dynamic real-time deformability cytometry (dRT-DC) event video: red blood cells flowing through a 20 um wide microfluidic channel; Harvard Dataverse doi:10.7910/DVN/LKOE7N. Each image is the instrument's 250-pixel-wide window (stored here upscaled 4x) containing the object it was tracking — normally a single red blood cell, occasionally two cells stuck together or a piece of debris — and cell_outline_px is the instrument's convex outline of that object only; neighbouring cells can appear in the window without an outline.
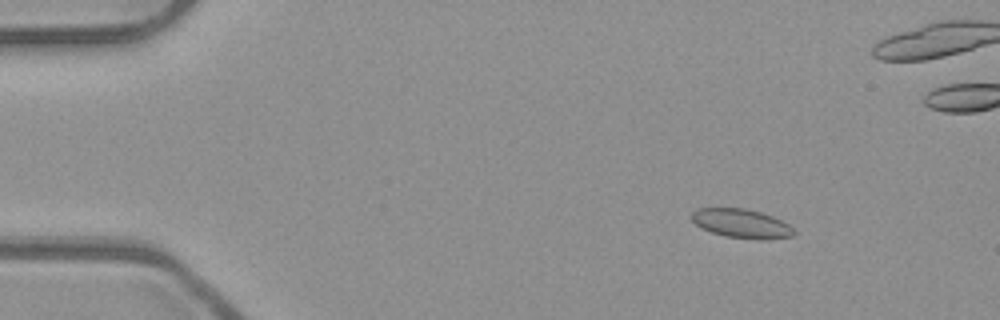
{"species": "common noctule bat (a hibernating species)", "species_latin": "Nyctalus noctula", "temperature_condition": "room temperature", "stored_images_in_passage": 55, "camera_frame_rate_fps": 3000, "um_per_image_px": 0.085, "animal": {"sex": "male", "body_mass_g": 23.1, "forearm_length_mm": 52.7}, "frame": {"image": 1, "passage_image": 8, "time_ms": 2.333, "image_size_px": [1000, 320], "cell_outline_px": [[796, 232], [792, 236], [764, 240], [724, 236], [712, 232], [696, 224], [688, 216], [696, 208], [744, 208], [760, 212], [772, 216], [788, 224]], "centroid_in_image_um": [63.0, 18.99], "position_along_channel_um": 22.0, "area_um2": 17.22}}
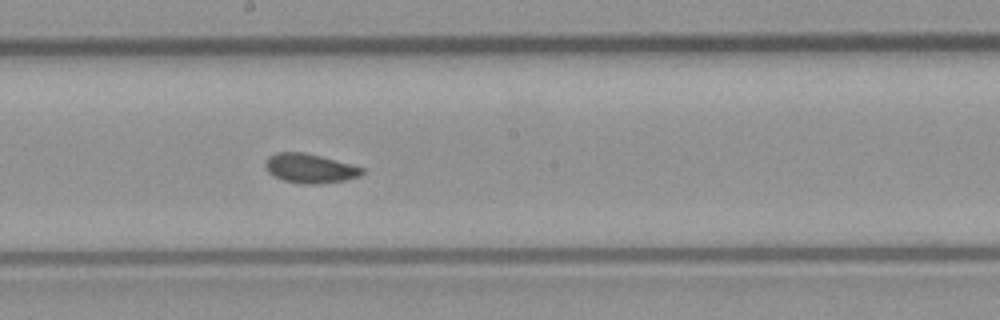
{"frame": {"image": 2, "passage_image": 30, "time_ms": 9.667, "image_size_px": [1000, 320], "cell_outline_px": [[364, 172], [360, 176], [344, 180], [316, 184], [300, 184], [284, 180], [272, 176], [264, 168], [264, 160], [268, 156], [276, 152], [304, 152], [352, 164], [364, 168]], "centroid_in_image_um": [26.29, 14.3], "position_along_channel_um": 221.9, "area_um2": 16.7}}
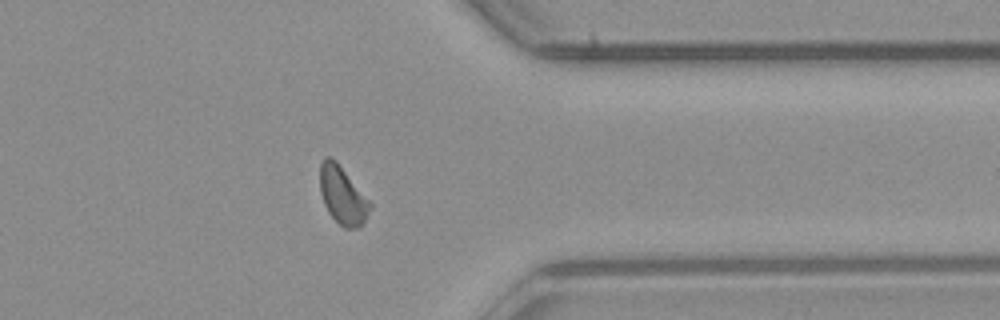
{"frame": {"image": 3, "passage_image": 43, "time_ms": 14.0, "image_size_px": [1000, 320], "cell_outline_px": [[372, 208], [360, 228], [344, 228], [328, 212], [324, 204], [320, 192], [320, 164], [324, 156], [328, 156], [336, 160], [372, 204]], "centroid_in_image_um": [29.11, 16.6], "position_along_channel_um": 382.3, "area_um2": 16.82}, "authors_computed_cell_mechanics": {"area_um2": 16.8198, "velocity_mm_per_s": 3.9326, "shape_relaxation_time_tau1_ms": null, "shape_relaxation_time_tau2_ms": 1.2969, "deformation_change_tau1": null, "deformation_change_tau2": 0.0576}}